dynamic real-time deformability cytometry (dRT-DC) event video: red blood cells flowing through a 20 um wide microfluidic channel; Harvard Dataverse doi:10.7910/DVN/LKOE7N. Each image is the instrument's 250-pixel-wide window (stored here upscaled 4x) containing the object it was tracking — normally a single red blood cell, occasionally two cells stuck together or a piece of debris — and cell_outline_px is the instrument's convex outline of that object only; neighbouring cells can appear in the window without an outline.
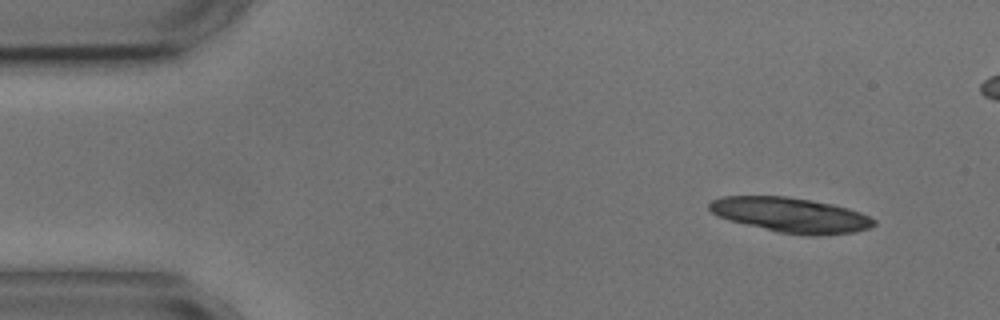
{"species": "common noctule bat (a hibernating species)", "species_latin": "Nyctalus noctula", "temperature_condition": "cold", "stored_images_in_passage": 10, "camera_frame_rate_fps": 3000, "um_per_image_px": 0.085, "animal": {"sex": "male", "body_mass_g": 17.9, "forearm_length_mm": 54.2}, "frame": {"image": 1, "passage_image": 1, "time_ms": 0.0, "image_size_px": [1000, 320], "cell_outline_px": [[876, 224], [868, 228], [856, 232], [816, 236], [808, 236], [780, 232], [732, 220], [720, 216], [712, 212], [708, 208], [708, 204], [712, 200], [724, 196], [788, 196], [832, 204], [848, 208], [860, 212], [876, 220]], "centroid_in_image_um": [67.26, 18.27], "position_along_channel_um": 17.7, "area_um2": 33.12}}